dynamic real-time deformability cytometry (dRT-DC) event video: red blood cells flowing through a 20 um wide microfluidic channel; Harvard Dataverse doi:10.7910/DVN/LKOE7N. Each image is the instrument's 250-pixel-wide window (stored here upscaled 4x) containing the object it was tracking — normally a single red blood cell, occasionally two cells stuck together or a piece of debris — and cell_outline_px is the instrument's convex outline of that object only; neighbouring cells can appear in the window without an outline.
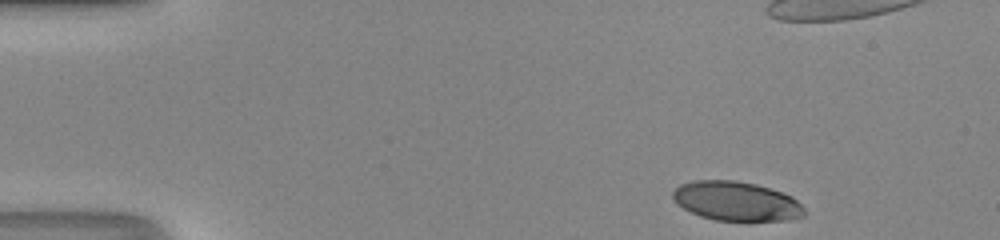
{"species": "human", "species_latin": "Homo sapiens", "temperature_condition": "room temperature", "stored_images_in_passage": 44, "camera_frame_rate_fps": 3000, "um_per_image_px": 0.085, "donor": {"sex": "male"}, "frame": {"image": 1, "passage_image": 1, "time_ms": 0.0, "image_size_px": [1000, 240], "cell_outline_px": [[804, 216], [788, 220], [716, 220], [700, 216], [676, 204], [672, 196], [672, 192], [680, 184], [696, 180], [736, 180], [756, 184], [792, 196], [804, 208]], "centroid_in_image_um": [62.56, 17.09], "position_along_channel_um": 22.4, "area_um2": 29.88}}
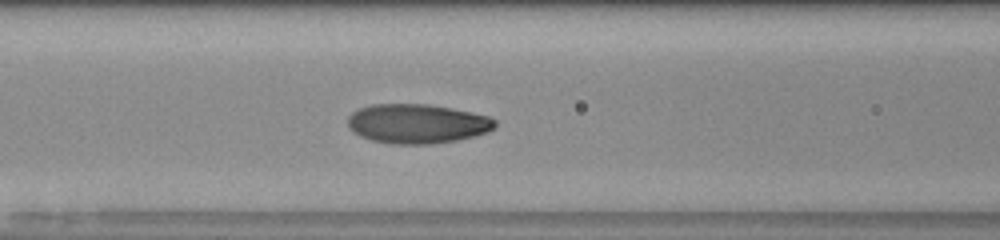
{"frame": {"image": 2, "passage_image": 16, "time_ms": 5.0, "image_size_px": [1000, 240], "cell_outline_px": [[496, 128], [488, 132], [456, 140], [432, 144], [392, 144], [372, 140], [360, 136], [352, 132], [348, 128], [348, 116], [352, 112], [360, 108], [372, 104], [428, 104], [452, 108], [472, 112], [488, 116], [496, 120]], "centroid_in_image_um": [35.45, 10.51], "position_along_channel_um": 131.1, "area_um2": 33.99}}
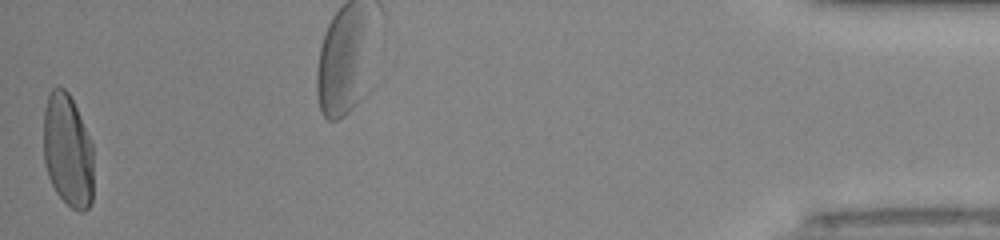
{"frame": {"image": 3, "passage_image": 44, "time_ms": 14.333, "image_size_px": [1000, 240], "cell_outline_px": [[92, 200], [88, 208], [84, 212], [80, 212], [72, 208], [56, 192], [48, 176], [44, 164], [44, 108], [48, 96], [52, 88], [64, 88], [68, 92], [80, 116], [92, 144]], "centroid_in_image_um": [5.75, 12.81], "position_along_channel_um": 429.5, "area_um2": 32.77}, "authors_computed_cell_mechanics": {"area_um2": 32.4836, "velocity_mm_per_s": 4.2008, "shape_relaxation_time_tau1_ms": 3.6953, "shape_relaxation_time_tau2_ms": null, "deformation_change_tau1": 0.1808, "deformation_change_tau2": null}}